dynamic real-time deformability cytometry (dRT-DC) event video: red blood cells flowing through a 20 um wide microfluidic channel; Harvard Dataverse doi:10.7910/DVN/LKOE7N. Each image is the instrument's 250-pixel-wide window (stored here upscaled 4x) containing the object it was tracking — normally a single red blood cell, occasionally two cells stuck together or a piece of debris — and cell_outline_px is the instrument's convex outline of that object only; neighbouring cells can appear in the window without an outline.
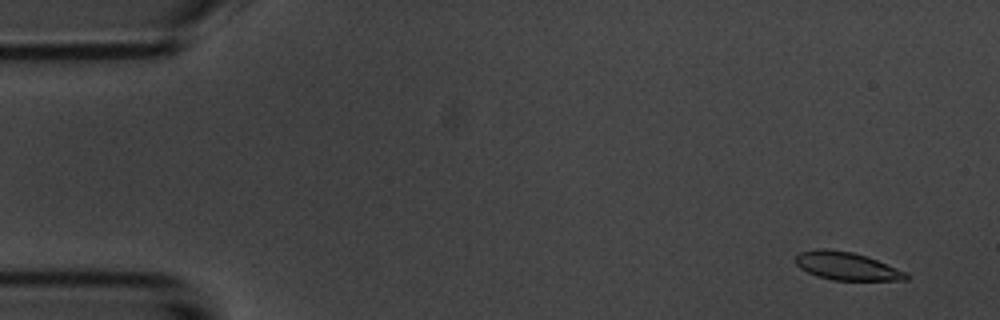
{"species": "common noctule bat (a hibernating species)", "species_latin": "Nyctalus noctula", "temperature_condition": "room temperature", "stored_images_in_passage": 55, "camera_frame_rate_fps": 3000, "um_per_image_px": 0.085, "animal": {"sex": "male", "body_mass_g": 20.1, "forearm_length_mm": 53.5}, "frame": {"image": 1, "passage_image": 4, "time_ms": 1.0, "image_size_px": [1000, 320], "cell_outline_px": [[908, 280], [832, 280], [816, 276], [800, 268], [796, 264], [796, 256], [800, 252], [824, 248], [852, 252], [876, 260], [904, 272], [908, 276]], "centroid_in_image_um": [71.92, 22.62], "position_along_channel_um": 13.1, "area_um2": 17.63}}
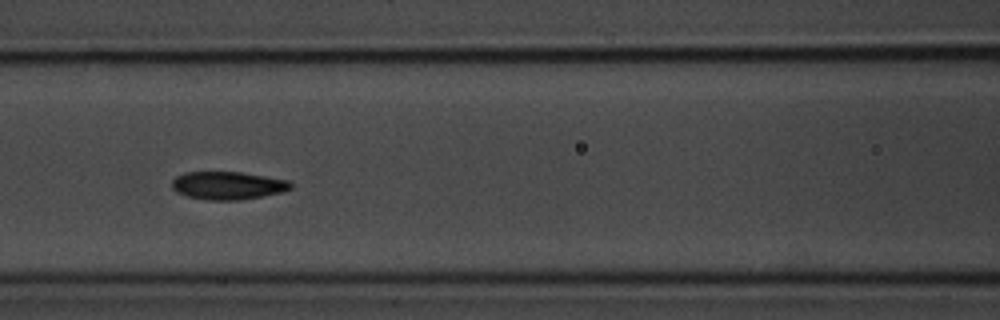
{"frame": {"image": 2, "passage_image": 24, "time_ms": 7.667, "image_size_px": [1000, 320], "cell_outline_px": [[292, 188], [284, 192], [264, 196], [240, 200], [204, 200], [188, 196], [176, 192], [172, 188], [172, 180], [176, 176], [184, 172], [240, 172], [288, 180], [292, 184]], "centroid_in_image_um": [19.36, 15.77], "position_along_channel_um": 147.2, "area_um2": 19.48}}
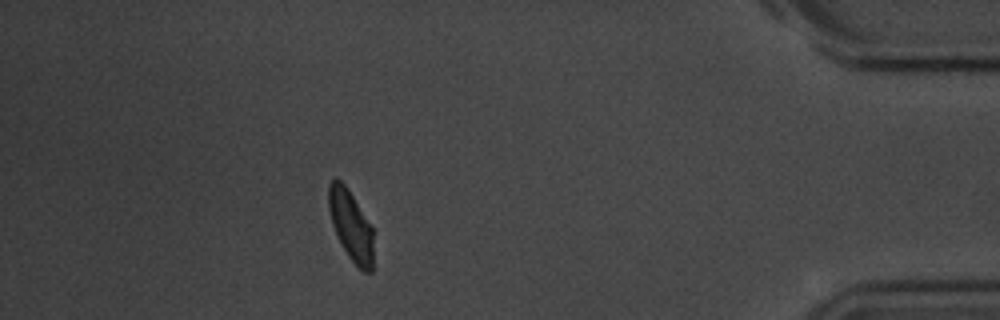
{"frame": {"image": 3, "passage_image": 49, "time_ms": 16.0, "image_size_px": [1000, 320], "cell_outline_px": [[372, 272], [364, 272], [348, 256], [332, 224], [328, 208], [328, 184], [336, 176], [344, 184], [352, 196], [372, 228]], "centroid_in_image_um": [29.79, 19.13], "position_along_channel_um": 405.4, "area_um2": 17.8}, "authors_computed_cell_mechanics": {"area_um2": 18.9006, "velocity_mm_per_s": 3.6873, "shape_relaxation_time_tau1_ms": 2.8375, "shape_relaxation_time_tau2_ms": 2.7343, "deformation_change_tau1": 0.1297, "deformation_change_tau2": 0.0794}}